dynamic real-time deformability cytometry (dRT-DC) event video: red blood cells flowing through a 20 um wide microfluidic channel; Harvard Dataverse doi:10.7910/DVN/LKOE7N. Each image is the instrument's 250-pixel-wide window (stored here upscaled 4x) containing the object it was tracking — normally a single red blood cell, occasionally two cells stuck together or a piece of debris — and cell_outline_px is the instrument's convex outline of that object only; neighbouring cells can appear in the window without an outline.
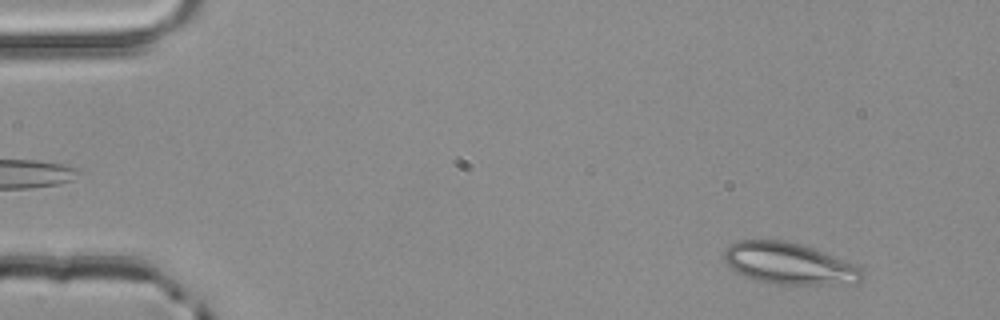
{"species": "common noctule bat (a hibernating species)", "species_latin": "Nyctalus noctula", "temperature_condition": "room temperature", "stored_images_in_passage": 4, "camera_frame_rate_fps": 3000, "um_per_image_px": 0.085, "animal": {"sex": "male", "body_mass_g": 20.4}, "frame": {"image": 1, "passage_image": 4, "time_ms": 1.0, "image_size_px": [1000, 320], "cell_outline_px": [[868, 272], [860, 280], [832, 284], [776, 284], [756, 280], [744, 276], [736, 272], [724, 260], [724, 248], [736, 240], [784, 240], [800, 244], [812, 248], [852, 264]], "centroid_in_image_um": [67.0, 22.39], "position_along_channel_um": 18.0, "area_um2": 33.0}}